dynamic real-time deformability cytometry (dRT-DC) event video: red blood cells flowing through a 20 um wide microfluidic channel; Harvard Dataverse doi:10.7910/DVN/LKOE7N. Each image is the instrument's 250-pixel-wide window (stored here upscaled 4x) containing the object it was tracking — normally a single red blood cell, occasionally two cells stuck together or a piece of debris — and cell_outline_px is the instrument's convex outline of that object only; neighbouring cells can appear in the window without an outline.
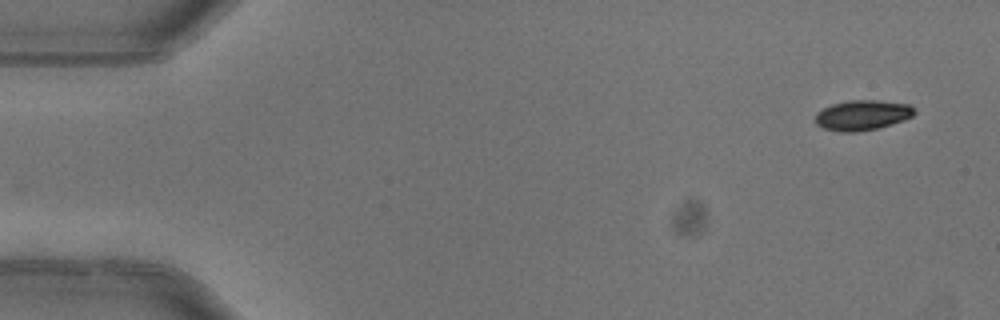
{"species": "common noctule bat (a hibernating species)", "species_latin": "Nyctalus noctula", "temperature_condition": "warm", "stored_images_in_passage": 5, "camera_frame_rate_fps": 3000, "um_per_image_px": 0.085, "animal": {"sex": "female"}, "frame": {"image": 1, "passage_image": 1, "time_ms": 0.0, "image_size_px": [1000, 320], "cell_outline_px": [[916, 112], [912, 116], [904, 120], [876, 128], [856, 132], [840, 132], [824, 128], [816, 124], [816, 112], [832, 104], [848, 100], [880, 100], [912, 104], [916, 108]], "centroid_in_image_um": [73.34, 9.77], "position_along_channel_um": 11.7, "area_um2": 17.51}}
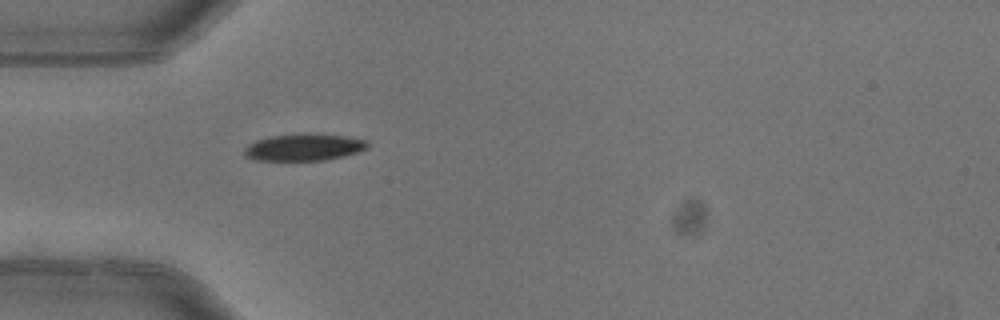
{"frame": {"image": 2, "passage_image": 5, "time_ms": 1.333, "image_size_px": [1000, 320], "cell_outline_px": [[368, 148], [344, 156], [324, 160], [256, 160], [244, 156], [244, 148], [248, 144], [256, 140], [272, 136], [344, 136], [368, 140]], "centroid_in_image_um": [25.81, 12.56], "position_along_channel_um": 59.2, "area_um2": 18.44}}